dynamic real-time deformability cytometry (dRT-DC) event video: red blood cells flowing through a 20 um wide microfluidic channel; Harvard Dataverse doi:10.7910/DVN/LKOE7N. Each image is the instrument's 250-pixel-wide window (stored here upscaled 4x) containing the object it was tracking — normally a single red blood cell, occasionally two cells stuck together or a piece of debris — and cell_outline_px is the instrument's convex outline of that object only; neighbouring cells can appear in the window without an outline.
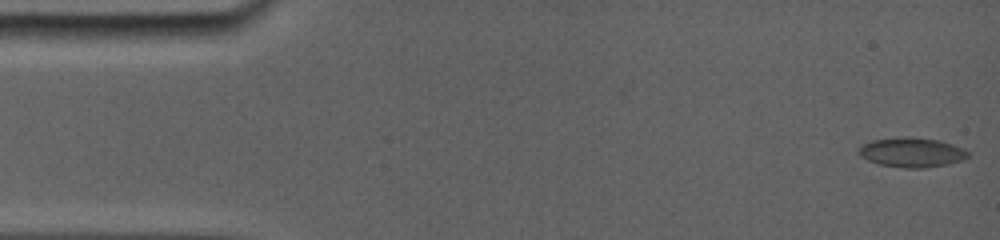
{"species": "common noctule bat (a hibernating species)", "species_latin": "Nyctalus noctula", "temperature_condition": "room temperature", "stored_images_in_passage": 2, "camera_frame_rate_fps": 5000, "um_per_image_px": 0.085, "animal": {"sex": "female", "body_mass_g": 19.0, "forearm_length_mm": 56.7}, "frame": {"image": 1, "passage_image": 2, "time_ms": 0.4, "image_size_px": [1000, 240], "cell_outline_px": [[964, 156], [956, 160], [940, 164], [884, 164], [872, 160], [864, 156], [860, 152], [868, 144], [876, 140], [932, 140], [948, 144], [964, 152]], "centroid_in_image_um": [77.46, 12.93], "position_along_channel_um": 7.5, "area_um2": 14.91}}